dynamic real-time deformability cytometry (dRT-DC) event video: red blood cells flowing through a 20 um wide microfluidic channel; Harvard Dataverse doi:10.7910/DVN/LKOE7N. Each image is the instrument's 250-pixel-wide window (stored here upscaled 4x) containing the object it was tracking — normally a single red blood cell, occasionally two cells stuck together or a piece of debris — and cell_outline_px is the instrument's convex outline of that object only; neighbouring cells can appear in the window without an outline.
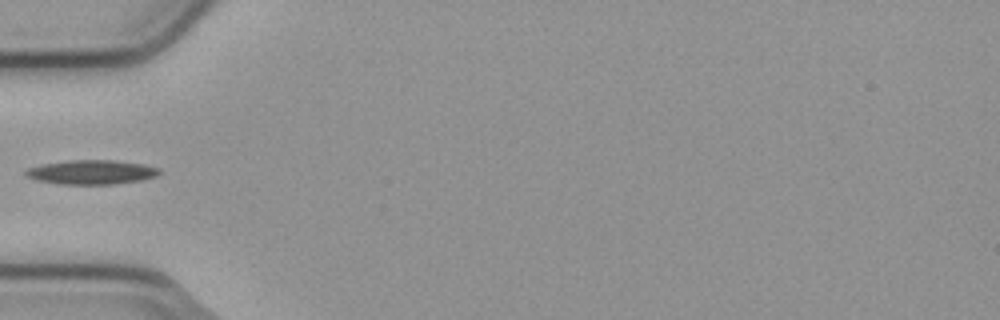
{"species": "common noctule bat (a hibernating species)", "species_latin": "Nyctalus noctula", "temperature_condition": "cold", "stored_images_in_passage": 6, "camera_frame_rate_fps": 3000, "um_per_image_px": 0.085, "animal": {"sex": "male", "body_mass_g": 23.1, "forearm_length_mm": 52.7}, "frame": {"image": 1, "passage_image": 6, "time_ms": 1.667, "image_size_px": [1000, 320], "cell_outline_px": [[160, 172], [156, 176], [140, 180], [112, 184], [60, 184], [36, 180], [28, 176], [24, 172], [28, 168], [44, 164], [72, 160], [112, 160], [144, 164], [160, 168]], "centroid_in_image_um": [7.8, 14.63], "position_along_channel_um": 77.2, "area_um2": 18.67}}